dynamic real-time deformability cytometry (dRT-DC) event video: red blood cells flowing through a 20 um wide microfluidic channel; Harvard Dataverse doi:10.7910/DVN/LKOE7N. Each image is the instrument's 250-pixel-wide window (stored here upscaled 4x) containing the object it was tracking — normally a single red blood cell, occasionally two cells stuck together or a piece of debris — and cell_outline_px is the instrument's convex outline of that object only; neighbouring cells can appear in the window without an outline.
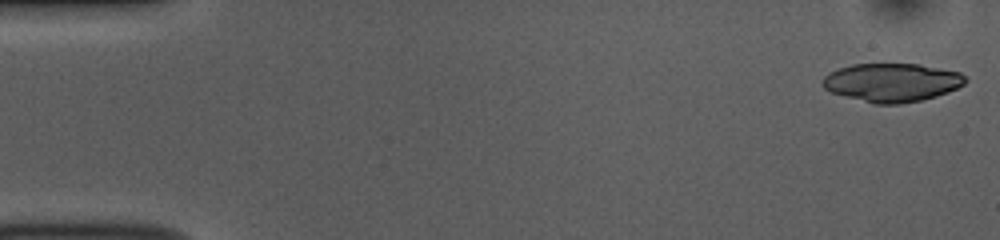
{"species": "common noctule bat (a hibernating species)", "species_latin": "Nyctalus noctula", "temperature_condition": "room temperature", "stored_images_in_passage": 52, "segment_of_instrument_passage": [1, 2], "camera_frame_rate_fps": 3000, "um_per_image_px": 0.085, "animal": {"sex": "female", "body_mass_g": 10.0, "forearm_length_mm": 53.1}, "frame": {"image": 1, "passage_image": 1, "time_ms": 0.0, "image_size_px": [1000, 240], "cell_outline_px": [[968, 80], [964, 84], [948, 92], [936, 96], [920, 100], [900, 104], [876, 104], [844, 96], [832, 92], [824, 88], [820, 84], [820, 80], [828, 72], [852, 64], [920, 64], [960, 72]], "centroid_in_image_um": [75.78, 7.0], "position_along_channel_um": 9.2, "area_um2": 32.08}}